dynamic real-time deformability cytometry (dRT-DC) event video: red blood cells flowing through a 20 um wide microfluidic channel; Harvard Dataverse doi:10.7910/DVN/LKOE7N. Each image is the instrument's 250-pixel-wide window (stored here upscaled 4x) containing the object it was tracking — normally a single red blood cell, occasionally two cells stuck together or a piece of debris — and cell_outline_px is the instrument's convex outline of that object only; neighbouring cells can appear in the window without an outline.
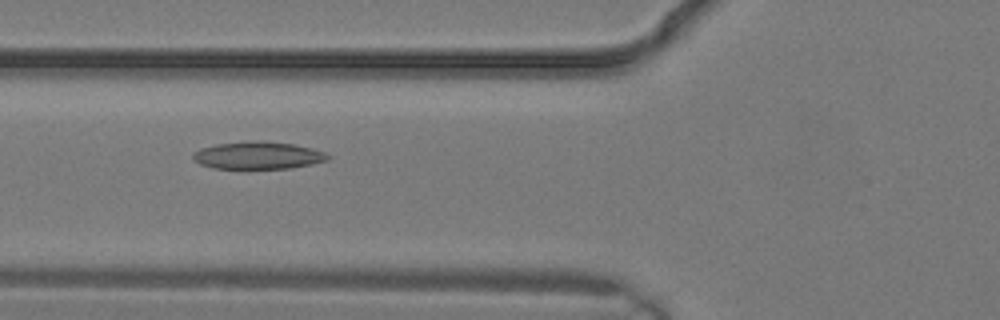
{"species": "common noctule bat (a hibernating species)", "species_latin": "Nyctalus noctula", "temperature_condition": "warm", "stored_images_in_passage": 3, "camera_frame_rate_fps": 3000, "um_per_image_px": 0.085, "animal": {"sex": "male", "body_mass_g": 19.2, "forearm_length_mm": 51.8}, "frame": {"image": 1, "passage_image": 3, "time_ms": 0.667, "image_size_px": [1000, 320], "cell_outline_px": [[332, 156], [328, 160], [312, 164], [292, 168], [212, 168], [200, 164], [192, 160], [192, 152], [200, 148], [216, 144], [256, 140], [292, 144], [312, 148], [324, 152]], "centroid_in_image_um": [21.91, 13.21], "position_along_channel_um": 103.9, "area_um2": 21.62}}